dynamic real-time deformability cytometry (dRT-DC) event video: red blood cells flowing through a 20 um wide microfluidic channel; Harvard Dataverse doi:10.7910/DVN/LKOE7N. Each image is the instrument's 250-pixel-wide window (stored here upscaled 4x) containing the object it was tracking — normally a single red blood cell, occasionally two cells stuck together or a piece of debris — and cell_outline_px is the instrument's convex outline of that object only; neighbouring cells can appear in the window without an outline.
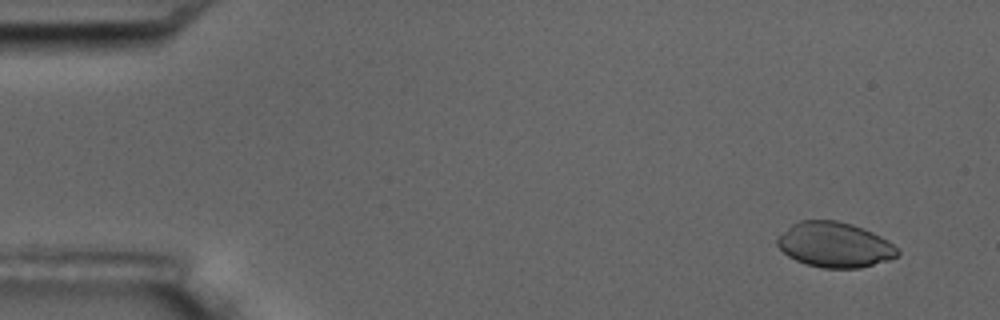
{"species": "common noctule bat (a hibernating species)", "species_latin": "Nyctalus noctula", "temperature_condition": "room temperature", "stored_images_in_passage": 7, "camera_frame_rate_fps": 3000, "um_per_image_px": 0.085, "animal": {"sex": "male", "body_mass_g": 17.5, "forearm_length_mm": 52.3}, "frame": {"image": 1, "passage_image": 2, "time_ms": 1.0, "image_size_px": [1000, 320], "cell_outline_px": [[900, 252], [896, 256], [888, 260], [860, 268], [824, 268], [808, 264], [796, 260], [788, 256], [776, 244], [776, 236], [792, 224], [800, 220], [836, 220], [852, 224], [872, 232], [888, 240]], "centroid_in_image_um": [70.91, 20.8], "position_along_channel_um": 14.1, "area_um2": 31.56}}